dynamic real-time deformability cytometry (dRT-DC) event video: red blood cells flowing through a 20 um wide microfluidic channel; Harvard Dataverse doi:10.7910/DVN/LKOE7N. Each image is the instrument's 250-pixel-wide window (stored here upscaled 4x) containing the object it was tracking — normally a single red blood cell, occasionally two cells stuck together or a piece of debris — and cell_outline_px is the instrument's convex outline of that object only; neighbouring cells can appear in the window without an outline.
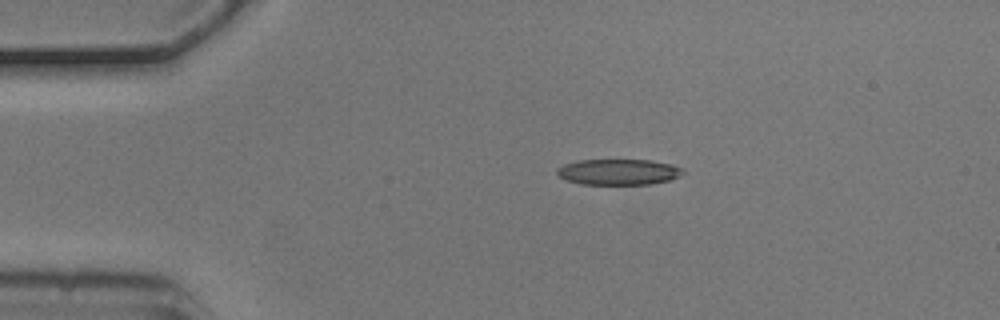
{"species": "common noctule bat (a hibernating species)", "species_latin": "Nyctalus noctula", "temperature_condition": "cold", "stored_images_in_passage": 3, "camera_frame_rate_fps": 3000, "um_per_image_px": 0.085, "animal": {"sex": "male", "body_mass_g": 20.5, "forearm_length_mm": 52.5}, "frame": {"image": 1, "passage_image": 1, "time_ms": 0.0, "image_size_px": [1000, 320], "cell_outline_px": [[684, 172], [672, 180], [652, 184], [580, 184], [568, 180], [560, 176], [556, 172], [556, 168], [564, 164], [580, 160], [652, 160], [672, 164], [680, 168]], "centroid_in_image_um": [52.58, 14.61], "position_along_channel_um": 32.4, "area_um2": 18.9}}
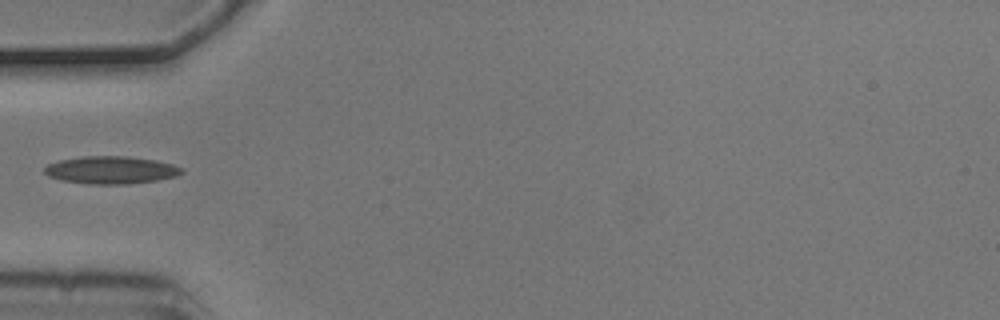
{"frame": {"image": 2, "passage_image": 3, "time_ms": 0.667, "image_size_px": [1000, 320], "cell_outline_px": [[184, 172], [176, 176], [156, 180], [124, 184], [92, 184], [64, 180], [48, 176], [44, 172], [44, 168], [48, 164], [60, 160], [84, 156], [128, 156], [156, 160], [172, 164], [184, 168]], "centroid_in_image_um": [9.46, 14.44], "position_along_channel_um": 75.5, "area_um2": 21.91}}